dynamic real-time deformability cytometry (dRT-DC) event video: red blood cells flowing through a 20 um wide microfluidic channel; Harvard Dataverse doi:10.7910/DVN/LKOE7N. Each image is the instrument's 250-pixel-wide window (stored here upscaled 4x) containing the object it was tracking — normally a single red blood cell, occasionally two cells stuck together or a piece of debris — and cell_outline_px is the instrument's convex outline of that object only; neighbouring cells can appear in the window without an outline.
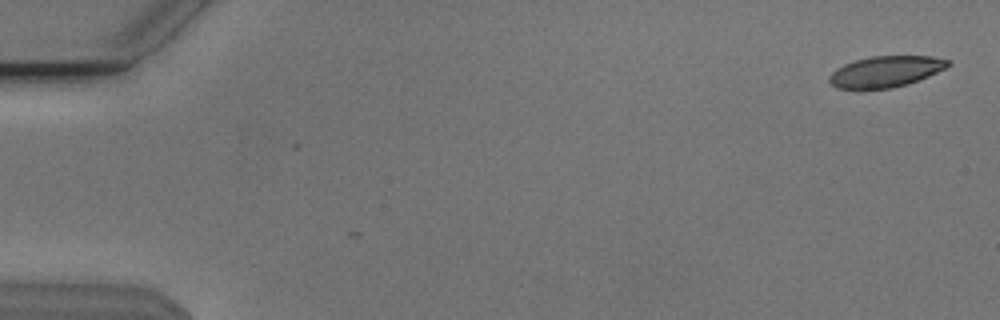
{"species": "Egyptian fruit bat (a non-hibernating species)", "species_latin": "Rousettus aegyptiacus", "temperature_condition": "cold", "stored_images_in_passage": 53, "camera_frame_rate_fps": 3000, "um_per_image_px": 0.085, "animal": {"sex": "male"}, "frame": {"image": 1, "passage_image": 1, "time_ms": 0.0, "image_size_px": [1000, 320], "cell_outline_px": [[952, 64], [928, 76], [908, 84], [892, 88], [836, 88], [828, 80], [828, 76], [836, 68], [844, 64], [856, 60], [872, 56], [932, 56], [952, 60]], "centroid_in_image_um": [75.3, 6.07], "position_along_channel_um": 9.7, "area_um2": 21.39}}
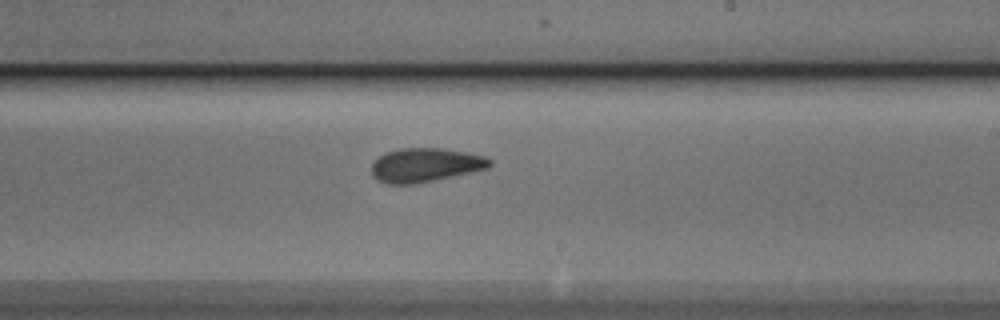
{"frame": {"image": 2, "passage_image": 32, "time_ms": 10.333, "image_size_px": [1000, 320], "cell_outline_px": [[492, 164], [488, 168], [472, 172], [416, 184], [388, 184], [376, 180], [372, 176], [372, 164], [384, 152], [400, 148], [444, 148], [468, 152], [484, 156], [492, 160]], "centroid_in_image_um": [36.15, 14.02], "position_along_channel_um": 252.8, "area_um2": 23.58}}
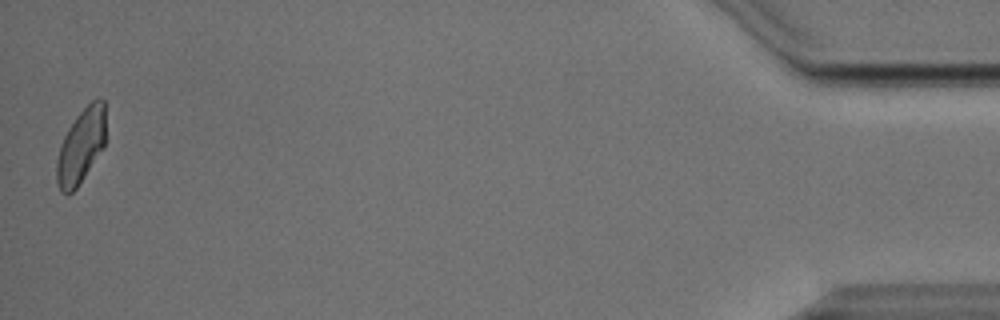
{"frame": {"image": 3, "passage_image": 53, "time_ms": 17.333, "image_size_px": [1000, 320], "cell_outline_px": [[104, 148], [76, 188], [72, 192], [60, 192], [56, 180], [56, 160], [64, 136], [68, 128], [76, 116], [96, 96], [100, 96], [104, 100]], "centroid_in_image_um": [6.88, 12.4], "position_along_channel_um": 428.3, "area_um2": 21.15}, "authors_computed_cell_mechanics": {"area_um2": 23.12, "velocity_mm_per_s": 3.7973, "shape_relaxation_time_tau1_ms": 3.0407, "shape_relaxation_time_tau2_ms": 2.0585, "deformation_change_tau1": 0.1105, "deformation_change_tau2": 0.0897}}